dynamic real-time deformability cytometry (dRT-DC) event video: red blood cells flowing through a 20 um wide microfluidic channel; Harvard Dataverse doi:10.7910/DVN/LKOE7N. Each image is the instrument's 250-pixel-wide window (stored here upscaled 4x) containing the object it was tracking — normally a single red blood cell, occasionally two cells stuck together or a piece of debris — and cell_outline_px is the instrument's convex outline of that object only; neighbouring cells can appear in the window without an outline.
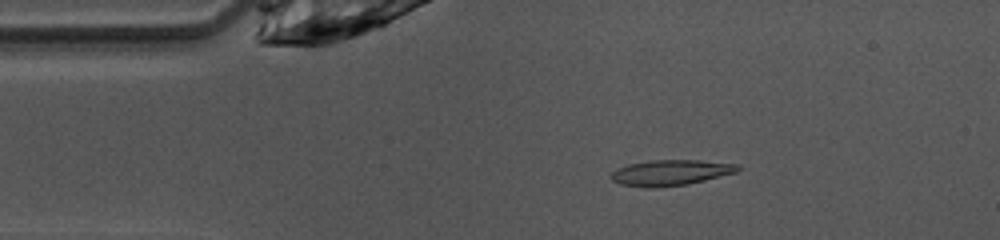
{"species": "common noctule bat (a hibernating species)", "species_latin": "Nyctalus noctula", "temperature_condition": "warm", "stored_images_in_passage": 44, "camera_frame_rate_fps": 3000, "um_per_image_px": 0.085, "animal": {"sex": "female", "body_mass_g": 10.0, "forearm_length_mm": 53.1}, "frame": {"image": 1, "passage_image": 5, "time_ms": 1.333, "image_size_px": [1000, 240], "cell_outline_px": [[744, 168], [736, 172], [688, 184], [656, 188], [648, 188], [620, 184], [612, 180], [608, 176], [616, 168], [628, 164], [652, 160], [700, 160], [740, 164]], "centroid_in_image_um": [57.0, 14.67], "position_along_channel_um": 28.0, "area_um2": 19.19}}
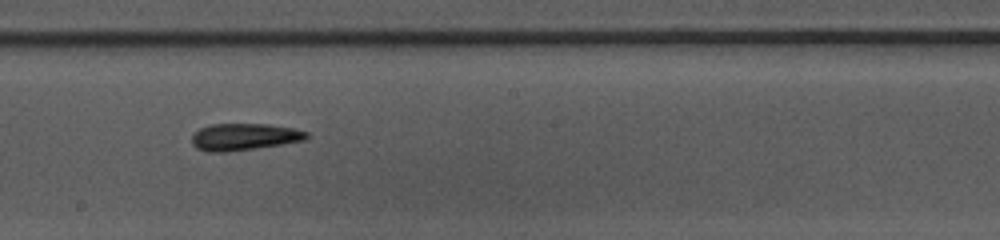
{"frame": {"image": 2, "passage_image": 22, "time_ms": 7.0, "image_size_px": [1000, 240], "cell_outline_px": [[308, 136], [304, 140], [256, 148], [228, 152], [208, 152], [196, 148], [192, 144], [192, 132], [200, 128], [212, 124], [268, 124], [296, 128], [308, 132]], "centroid_in_image_um": [20.72, 11.63], "position_along_channel_um": 227.5, "area_um2": 18.09}}
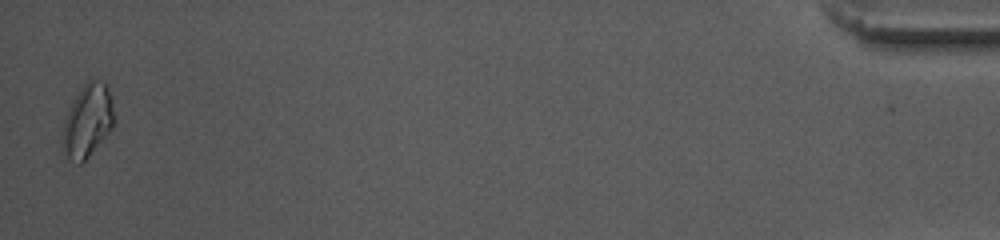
{"frame": {"image": 3, "passage_image": 44, "time_ms": 14.333, "image_size_px": [1000, 240], "cell_outline_px": [[116, 120], [112, 128], [88, 156], [80, 164], [76, 164], [68, 160], [60, 148], [60, 136], [64, 120], [80, 88], [88, 80], [104, 80], [108, 84], [112, 100]], "centroid_in_image_um": [7.43, 10.28], "position_along_channel_um": 427.8, "area_um2": 22.43}, "authors_computed_cell_mechanics": {"area_um2": 17.8313, "velocity_mm_per_s": 4.101, "shape_relaxation_time_tau1_ms": 3.5278, "shape_relaxation_time_tau2_ms": 7.0718, "deformation_change_tau1": 0.1606, "deformation_change_tau2": 0.1672}}